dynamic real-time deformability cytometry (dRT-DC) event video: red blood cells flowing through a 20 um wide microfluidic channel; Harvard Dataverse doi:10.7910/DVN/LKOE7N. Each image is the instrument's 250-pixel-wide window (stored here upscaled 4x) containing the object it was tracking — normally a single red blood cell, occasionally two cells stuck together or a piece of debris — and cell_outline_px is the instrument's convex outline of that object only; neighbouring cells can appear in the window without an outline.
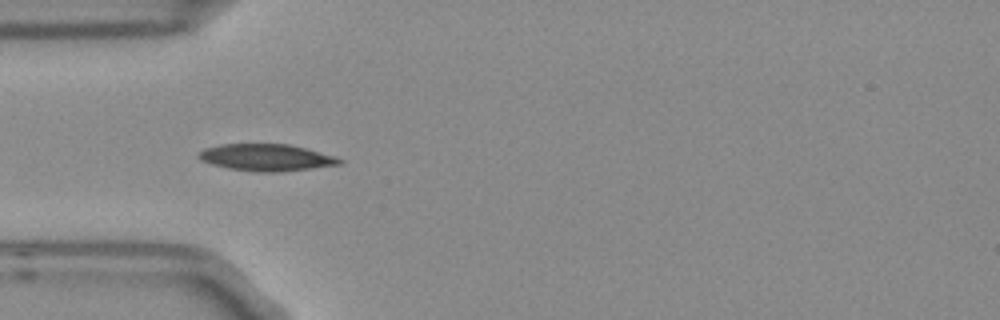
{"species": "Egyptian fruit bat (a non-hibernating species)", "species_latin": "Rousettus aegyptiacus", "temperature_condition": "room temperature", "stored_images_in_passage": 5, "camera_frame_rate_fps": 3000, "um_per_image_px": 0.085, "frame": {"image": 1, "passage_image": 2, "time_ms": 0.333, "image_size_px": [1000, 320], "cell_outline_px": [[344, 164], [272, 172], [260, 172], [228, 168], [212, 164], [200, 160], [196, 156], [204, 148], [220, 144], [288, 144], [336, 156], [344, 160]], "centroid_in_image_um": [22.63, 13.38], "position_along_channel_um": 62.4, "area_um2": 21.85}}
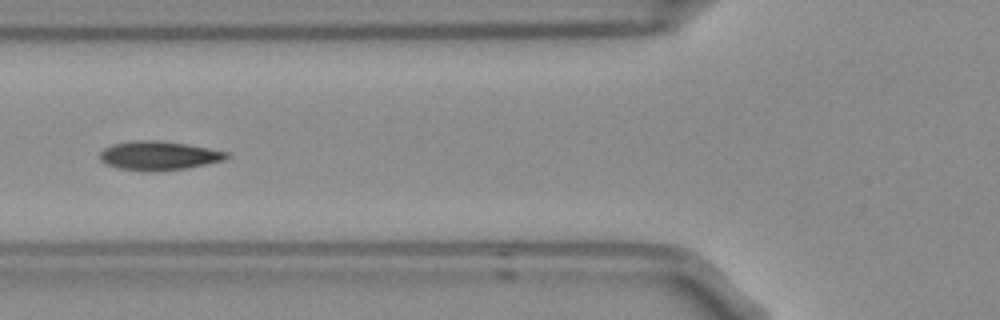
{"frame": {"image": 2, "passage_image": 3, "time_ms": 0.667, "image_size_px": [1000, 320], "cell_outline_px": [[232, 156], [224, 160], [188, 168], [120, 168], [108, 164], [100, 160], [100, 152], [104, 148], [112, 144], [136, 140], [156, 140], [188, 144], [228, 152]], "centroid_in_image_um": [13.55, 13.17], "position_along_channel_um": 112.2, "area_um2": 20.4}}